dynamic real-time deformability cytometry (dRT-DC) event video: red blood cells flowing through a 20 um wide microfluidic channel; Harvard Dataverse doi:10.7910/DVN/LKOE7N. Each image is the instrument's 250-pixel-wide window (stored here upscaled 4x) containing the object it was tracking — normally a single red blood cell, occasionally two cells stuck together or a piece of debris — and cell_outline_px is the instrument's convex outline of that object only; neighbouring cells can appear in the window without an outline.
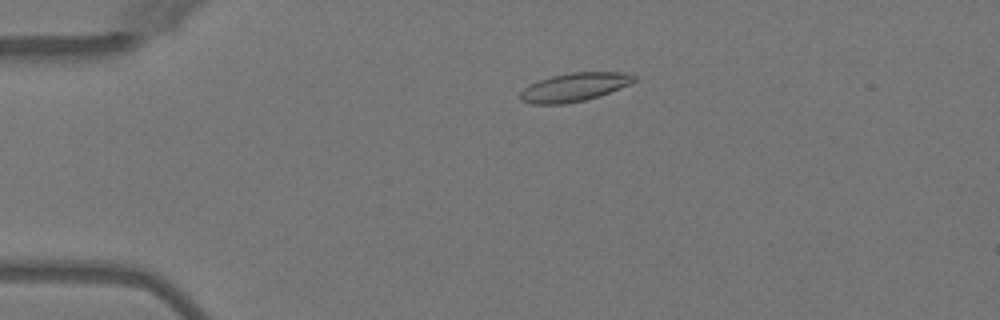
{"species": "Egyptian fruit bat (a non-hibernating species)", "species_latin": "Rousettus aegyptiacus", "temperature_condition": "warm", "stored_images_in_passage": 5, "camera_frame_rate_fps": 3000, "um_per_image_px": 0.085, "animal": {"sex": "female"}, "frame": {"image": 1, "passage_image": 2, "time_ms": 2.0, "image_size_px": [1000, 320], "cell_outline_px": [[636, 80], [620, 88], [600, 96], [584, 100], [564, 104], [532, 104], [520, 100], [520, 92], [524, 88], [540, 80], [552, 76], [572, 72], [620, 72], [636, 76]], "centroid_in_image_um": [48.81, 7.41], "position_along_channel_um": 36.2, "area_um2": 18.67}}